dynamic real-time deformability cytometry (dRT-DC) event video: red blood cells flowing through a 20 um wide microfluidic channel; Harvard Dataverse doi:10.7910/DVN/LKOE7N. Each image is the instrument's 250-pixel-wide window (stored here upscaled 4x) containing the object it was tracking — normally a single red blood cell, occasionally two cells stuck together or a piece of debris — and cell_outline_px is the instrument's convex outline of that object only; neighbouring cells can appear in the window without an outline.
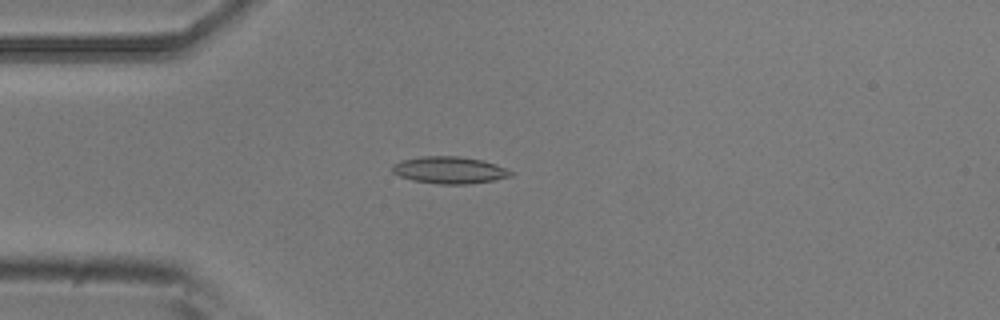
{"species": "common noctule bat (a hibernating species)", "species_latin": "Nyctalus noctula", "temperature_condition": "room temperature", "stored_images_in_passage": 5, "camera_frame_rate_fps": 3000, "um_per_image_px": 0.085, "animal": {"sex": "male", "body_mass_g": 20.5, "forearm_length_mm": 52.5}, "frame": {"image": 1, "passage_image": 4, "time_ms": 1.0, "image_size_px": [1000, 320], "cell_outline_px": [[512, 176], [492, 180], [468, 184], [436, 184], [412, 180], [400, 176], [392, 172], [392, 164], [400, 160], [420, 156], [460, 156], [484, 160], [496, 164], [512, 172]], "centroid_in_image_um": [38.16, 14.45], "position_along_channel_um": 46.8, "area_um2": 18.73}}